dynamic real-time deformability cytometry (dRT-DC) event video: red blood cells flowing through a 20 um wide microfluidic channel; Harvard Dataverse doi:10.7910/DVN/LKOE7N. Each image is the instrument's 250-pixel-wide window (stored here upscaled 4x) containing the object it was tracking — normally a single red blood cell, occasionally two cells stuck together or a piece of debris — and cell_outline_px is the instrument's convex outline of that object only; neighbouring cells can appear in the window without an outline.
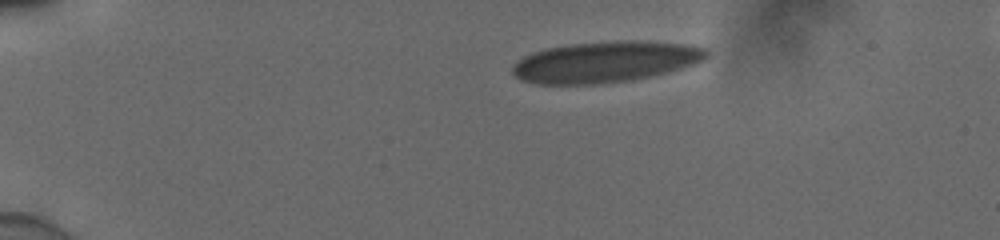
{"species": "human", "species_latin": "Homo sapiens", "temperature_condition": "cold", "stored_images_in_passage": 9, "camera_frame_rate_fps": 3000, "um_per_image_px": 0.085, "donor": {"sex": "male"}, "frame": {"image": 1, "passage_image": 1, "time_ms": 0.0, "image_size_px": [1000, 240], "cell_outline_px": [[708, 56], [692, 64], [680, 68], [632, 80], [596, 84], [536, 84], [520, 80], [512, 72], [512, 64], [516, 60], [532, 52], [548, 48], [572, 44], [680, 44], [704, 48], [708, 52]], "centroid_in_image_um": [51.28, 5.33], "position_along_channel_um": 33.7, "area_um2": 44.16}}
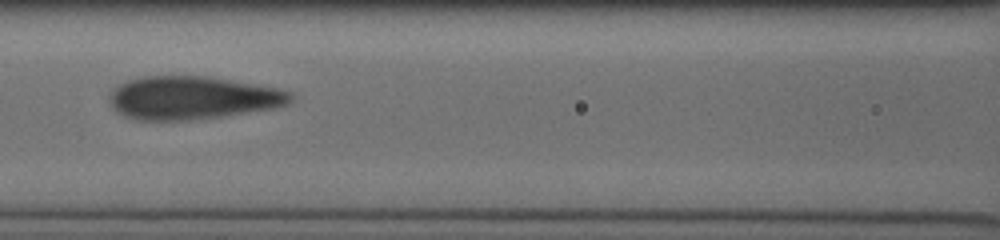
{"frame": {"image": 2, "passage_image": 7, "time_ms": 2.0, "image_size_px": [1000, 240], "cell_outline_px": [[292, 100], [288, 104], [276, 108], [192, 120], [140, 120], [124, 116], [116, 112], [112, 104], [112, 92], [120, 84], [128, 80], [144, 76], [204, 76], [280, 88], [292, 92]], "centroid_in_image_um": [16.4, 8.32], "position_along_channel_um": 150.2, "area_um2": 45.14}}
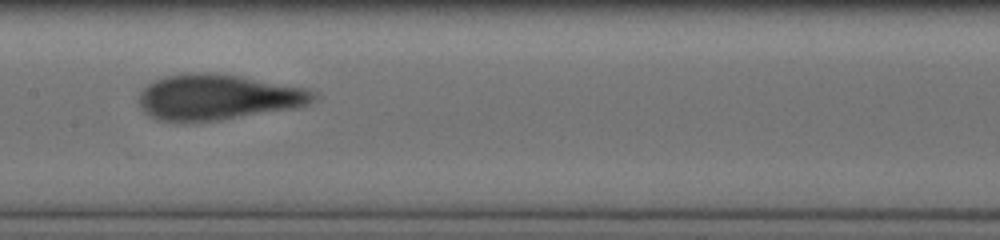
{"frame": {"image": 3, "passage_image": 8, "time_ms": 2.333, "image_size_px": [1000, 240], "cell_outline_px": [[316, 96], [308, 104], [296, 108], [220, 120], [156, 120], [148, 116], [140, 108], [140, 92], [148, 84], [164, 76], [188, 72], [216, 72], [240, 76], [308, 88], [316, 92]], "centroid_in_image_um": [18.53, 8.23], "position_along_channel_um": 188.9, "area_um2": 46.3}}